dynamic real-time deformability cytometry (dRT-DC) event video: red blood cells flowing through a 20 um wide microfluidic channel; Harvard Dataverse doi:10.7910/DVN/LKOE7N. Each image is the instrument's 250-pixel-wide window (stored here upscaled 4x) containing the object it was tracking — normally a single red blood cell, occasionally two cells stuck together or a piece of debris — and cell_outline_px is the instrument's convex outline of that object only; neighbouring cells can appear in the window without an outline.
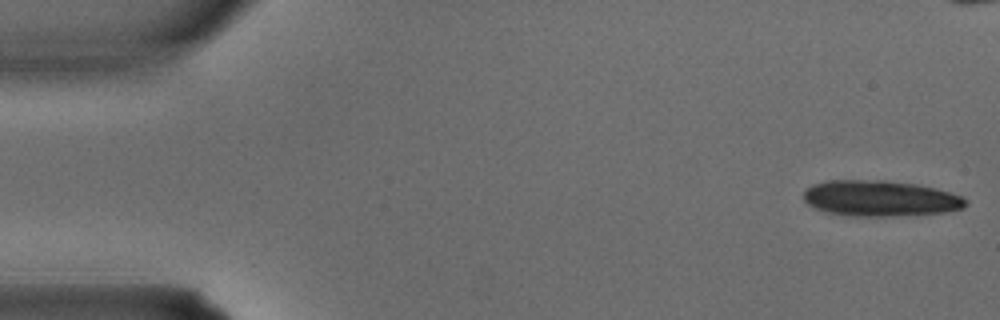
{"species": "common noctule bat (a hibernating species)", "species_latin": "Nyctalus noctula", "temperature_condition": "warm", "stored_images_in_passage": 5, "camera_frame_rate_fps": 3000, "um_per_image_px": 0.085, "animal": {"sex": "male", "body_mass_g": 15.6}, "frame": {"image": 1, "passage_image": 1, "time_ms": 0.0, "image_size_px": [1000, 320], "cell_outline_px": [[968, 204], [964, 208], [944, 212], [892, 216], [852, 216], [828, 212], [816, 208], [808, 204], [804, 200], [804, 188], [812, 184], [828, 180], [884, 180], [916, 184], [936, 188], [964, 196], [968, 200]], "centroid_in_image_um": [74.84, 16.85], "position_along_channel_um": 10.2, "area_um2": 34.04}}